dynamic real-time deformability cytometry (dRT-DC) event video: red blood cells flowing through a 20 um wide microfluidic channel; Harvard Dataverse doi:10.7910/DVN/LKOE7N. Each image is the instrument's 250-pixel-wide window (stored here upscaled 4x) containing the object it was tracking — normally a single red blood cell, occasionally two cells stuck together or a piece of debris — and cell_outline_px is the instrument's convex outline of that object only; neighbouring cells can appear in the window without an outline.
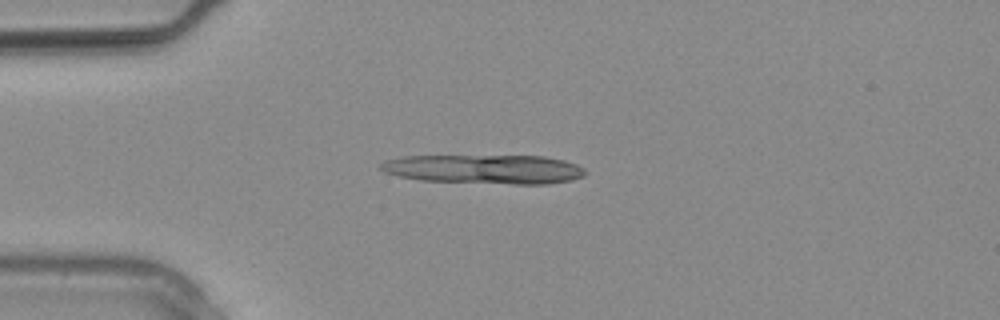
{"species": "common noctule bat (a hibernating species)", "species_latin": "Nyctalus noctula", "temperature_condition": "warm", "stored_images_in_passage": 21, "camera_frame_rate_fps": 3000, "um_per_image_px": 0.085, "animal": {"sex": "male", "body_mass_g": 20.4}, "frame": {"image": 1, "passage_image": 1, "time_ms": 0.0, "image_size_px": [1000, 320], "cell_outline_px": [[588, 172], [584, 176], [572, 180], [548, 184], [512, 184], [420, 180], [400, 176], [384, 172], [376, 168], [384, 160], [404, 156], [544, 156], [564, 160], [576, 164], [584, 168]], "centroid_in_image_um": [41.19, 14.38], "position_along_channel_um": 43.8, "area_um2": 35.03}}